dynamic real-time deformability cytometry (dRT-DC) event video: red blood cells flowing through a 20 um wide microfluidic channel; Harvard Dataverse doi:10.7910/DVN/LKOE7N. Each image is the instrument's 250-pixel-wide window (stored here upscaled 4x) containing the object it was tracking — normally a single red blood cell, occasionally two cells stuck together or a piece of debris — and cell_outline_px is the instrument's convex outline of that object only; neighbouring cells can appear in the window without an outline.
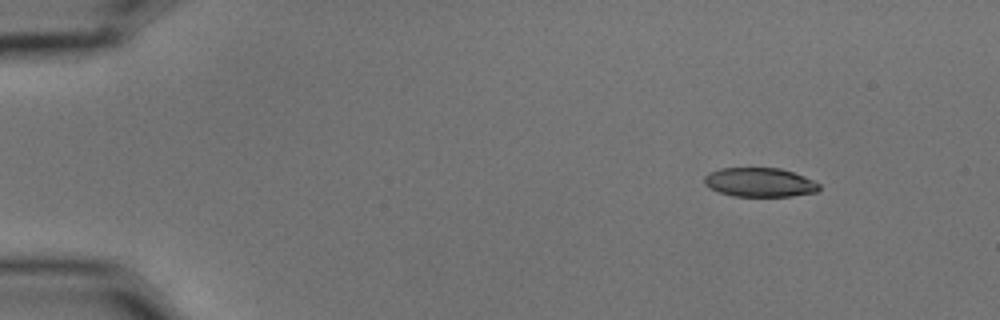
{"species": "common noctule bat (a hibernating species)", "species_latin": "Nyctalus noctula", "temperature_condition": "cold", "stored_images_in_passage": 4, "camera_frame_rate_fps": 3000, "um_per_image_px": 0.085, "animal": {"sex": "male", "body_mass_g": 15.6}, "frame": {"image": 1, "passage_image": 1, "time_ms": 0.0, "image_size_px": [1000, 320], "cell_outline_px": [[820, 188], [816, 192], [792, 196], [732, 196], [720, 192], [704, 184], [704, 176], [708, 172], [720, 168], [780, 168], [804, 176], [820, 184]], "centroid_in_image_um": [64.56, 15.49], "position_along_channel_um": 20.4, "area_um2": 19.42}}
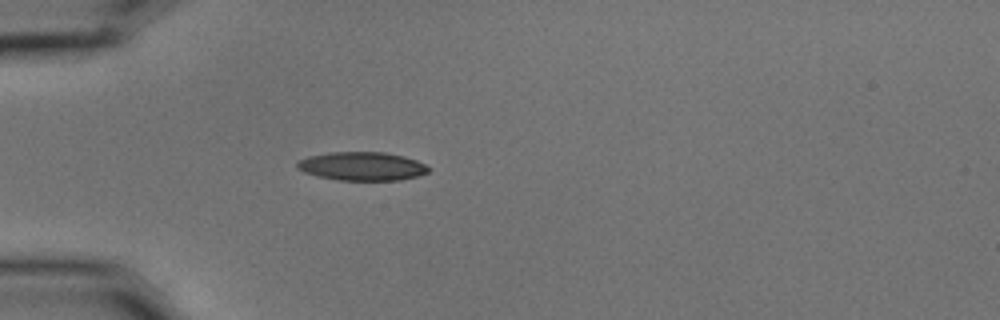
{"frame": {"image": 2, "passage_image": 4, "time_ms": 1.0, "image_size_px": [1000, 320], "cell_outline_px": [[432, 168], [428, 172], [416, 176], [400, 180], [340, 180], [320, 176], [304, 172], [296, 168], [296, 160], [308, 156], [328, 152], [384, 152], [404, 156], [416, 160]], "centroid_in_image_um": [30.76, 14.12], "position_along_channel_um": 54.2, "area_um2": 21.91}}